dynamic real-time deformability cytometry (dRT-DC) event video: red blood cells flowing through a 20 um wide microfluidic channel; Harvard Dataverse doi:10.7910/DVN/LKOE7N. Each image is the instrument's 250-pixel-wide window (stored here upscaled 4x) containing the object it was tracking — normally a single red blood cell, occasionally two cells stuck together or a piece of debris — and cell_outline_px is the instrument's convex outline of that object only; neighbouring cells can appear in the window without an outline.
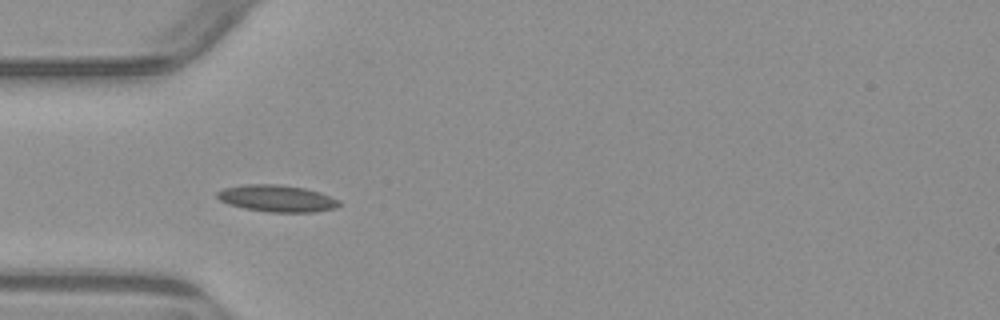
{"species": "common noctule bat (a hibernating species)", "species_latin": "Nyctalus noctula", "temperature_condition": "warm", "stored_images_in_passage": 6, "camera_frame_rate_fps": 3000, "um_per_image_px": 0.085, "animal": {"sex": "male", "body_mass_g": 23.1, "forearm_length_mm": 52.7}, "frame": {"image": 1, "passage_image": 4, "time_ms": 3.667, "image_size_px": [1000, 320], "cell_outline_px": [[340, 204], [336, 208], [316, 212], [268, 212], [244, 208], [228, 204], [220, 200], [216, 196], [216, 192], [224, 188], [244, 184], [280, 184], [304, 188], [320, 192], [340, 200]], "centroid_in_image_um": [23.54, 16.86], "position_along_channel_um": 61.5, "area_um2": 19.19}}
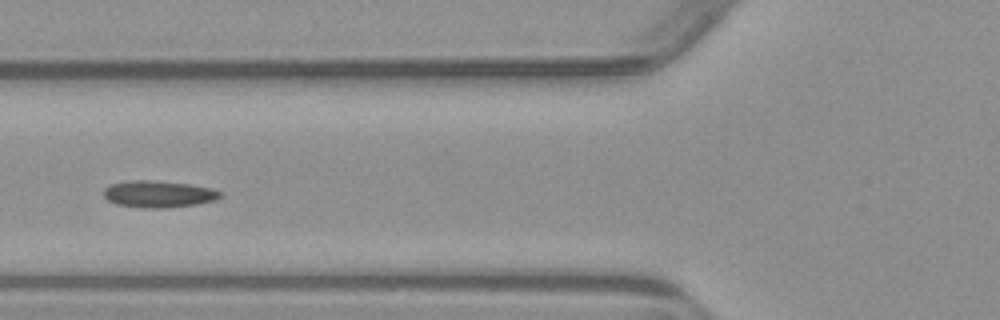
{"frame": {"image": 2, "passage_image": 5, "time_ms": 5.0, "image_size_px": [1000, 320], "cell_outline_px": [[224, 196], [216, 200], [196, 204], [164, 208], [144, 208], [116, 204], [108, 200], [104, 196], [104, 188], [112, 184], [132, 180], [148, 180], [188, 184], [212, 188], [224, 192]], "centroid_in_image_um": [13.53, 16.5], "position_along_channel_um": 112.3, "area_um2": 18.21}}
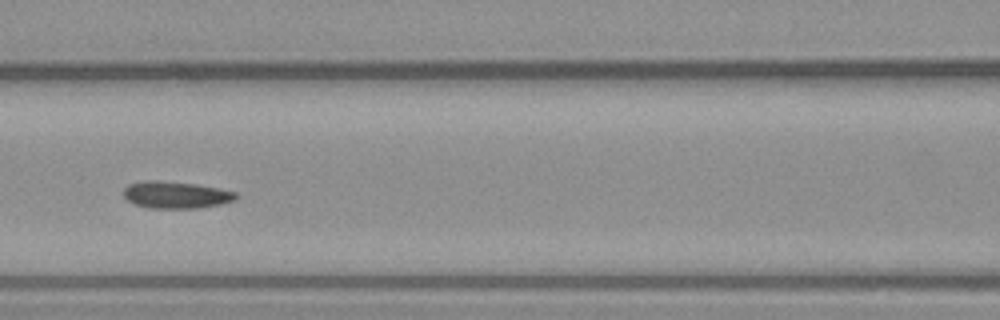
{"frame": {"image": 3, "passage_image": 6, "time_ms": 6.0, "image_size_px": [1000, 320], "cell_outline_px": [[240, 196], [236, 200], [220, 204], [200, 208], [148, 208], [136, 204], [128, 200], [124, 196], [124, 188], [128, 184], [152, 180], [156, 180], [196, 184], [220, 188], [236, 192]], "centroid_in_image_um": [15.01, 16.57], "position_along_channel_um": 151.6, "area_um2": 17.69}}